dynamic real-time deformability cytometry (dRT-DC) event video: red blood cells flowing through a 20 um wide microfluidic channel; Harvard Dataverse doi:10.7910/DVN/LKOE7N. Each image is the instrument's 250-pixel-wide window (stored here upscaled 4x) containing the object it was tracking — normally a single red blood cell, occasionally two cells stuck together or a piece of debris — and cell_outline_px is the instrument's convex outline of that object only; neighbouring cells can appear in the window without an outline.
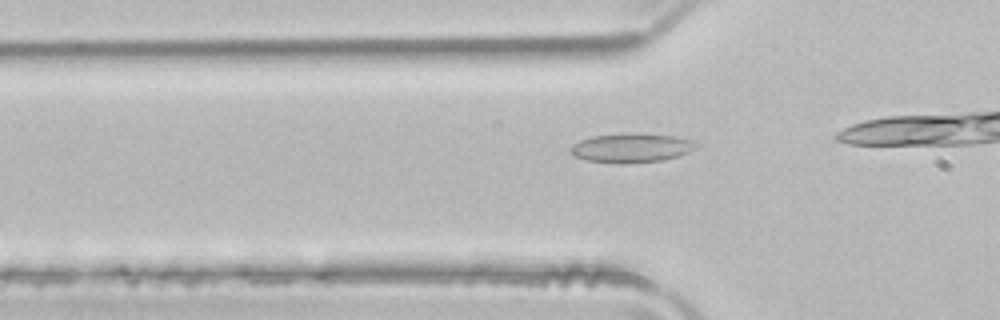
{"species": "common noctule bat (a hibernating species)", "species_latin": "Nyctalus noctula", "temperature_condition": "room temperature", "stored_images_in_passage": 14, "camera_frame_rate_fps": 3000, "um_per_image_px": 0.085, "animal": {"sex": "male", "body_mass_g": 21.5, "forearm_length_mm": 52.0}, "frame": {"image": 1, "passage_image": 10, "time_ms": 3.0, "image_size_px": [1000, 320], "cell_outline_px": [[700, 144], [696, 148], [680, 156], [660, 160], [624, 164], [616, 164], [584, 160], [576, 156], [568, 148], [572, 144], [580, 140], [592, 136], [620, 132], [640, 132], [672, 136], [692, 140]], "centroid_in_image_um": [53.65, 12.55], "position_along_channel_um": 72.1, "area_um2": 21.91}}